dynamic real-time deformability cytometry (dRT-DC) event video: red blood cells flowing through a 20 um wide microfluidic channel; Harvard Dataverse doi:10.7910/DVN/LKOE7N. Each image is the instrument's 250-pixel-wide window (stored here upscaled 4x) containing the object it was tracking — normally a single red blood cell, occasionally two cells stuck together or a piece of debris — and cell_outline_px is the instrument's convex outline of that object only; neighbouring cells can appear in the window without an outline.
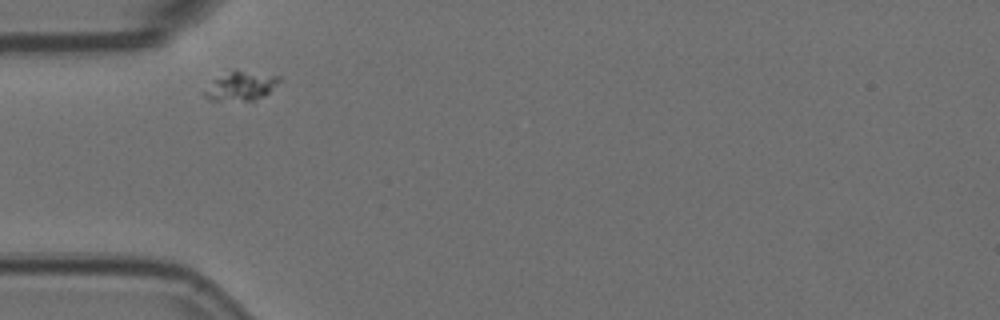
{"species": "Egyptian fruit bat (a non-hibernating species)", "species_latin": "Rousettus aegyptiacus", "temperature_condition": "room temperature", "stored_images_in_passage": 2, "camera_frame_rate_fps": 3000, "um_per_image_px": 0.085, "animal": {"sex": "female"}, "frame": {"image": 1, "passage_image": 1, "time_ms": 0.0, "image_size_px": [1000, 320], "cell_outline_px": [[280, 80], [268, 92], [252, 100], [212, 100], [204, 96], [200, 92], [216, 80], [232, 72], [244, 72], [280, 76]], "centroid_in_image_um": [20.44, 7.35], "position_along_channel_um": 64.6, "area_um2": 11.62}}
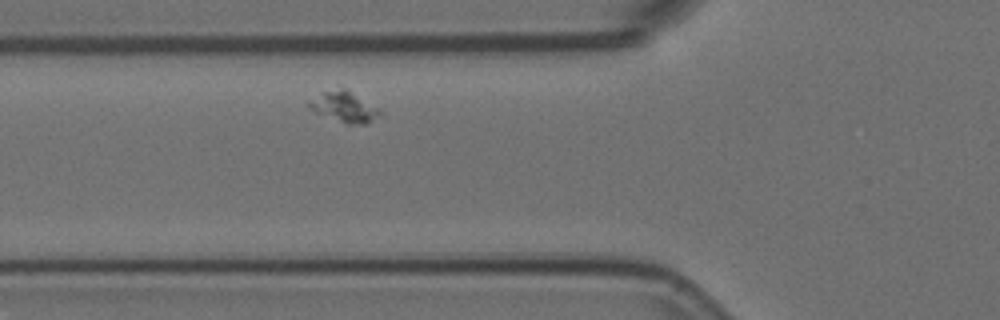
{"frame": {"image": 2, "passage_image": 2, "time_ms": 0.333, "image_size_px": [1000, 320], "cell_outline_px": [[384, 112], [364, 124], [348, 124], [316, 112], [308, 104], [308, 100], [324, 92], [340, 88], [344, 88], [380, 108]], "centroid_in_image_um": [29.3, 9.08], "position_along_channel_um": 96.5, "area_um2": 12.2}}